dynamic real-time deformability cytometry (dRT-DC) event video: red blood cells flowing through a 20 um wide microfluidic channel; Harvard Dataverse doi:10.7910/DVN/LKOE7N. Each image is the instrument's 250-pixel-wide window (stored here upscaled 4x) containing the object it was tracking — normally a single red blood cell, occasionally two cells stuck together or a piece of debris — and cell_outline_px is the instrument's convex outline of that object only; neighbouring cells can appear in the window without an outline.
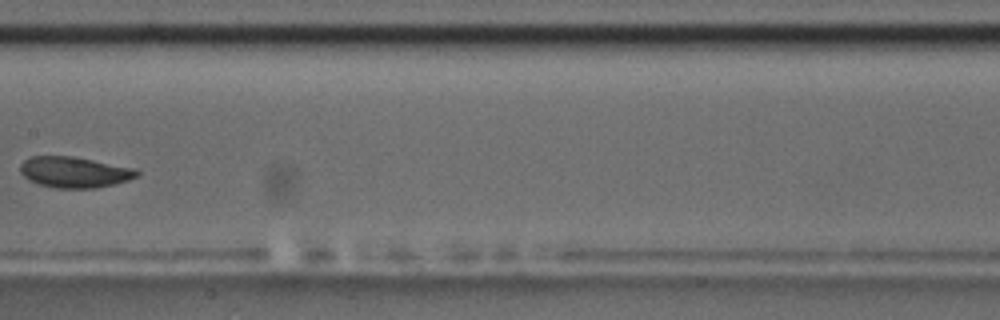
{"species": "common noctule bat (a hibernating species)", "species_latin": "Nyctalus noctula", "temperature_condition": "room temperature", "stored_images_in_passage": 8, "camera_frame_rate_fps": 3000, "um_per_image_px": 0.085, "animal": {"sex": "male", "body_mass_g": 17.5, "forearm_length_mm": 52.3}, "frame": {"image": 1, "passage_image": 8, "time_ms": 8.0, "image_size_px": [1000, 320], "cell_outline_px": [[140, 172], [136, 176], [128, 180], [96, 188], [52, 188], [28, 180], [20, 172], [20, 164], [24, 160], [32, 156], [72, 156], [136, 168]], "centroid_in_image_um": [6.31, 14.63], "position_along_channel_um": 201.1, "area_um2": 20.98}}